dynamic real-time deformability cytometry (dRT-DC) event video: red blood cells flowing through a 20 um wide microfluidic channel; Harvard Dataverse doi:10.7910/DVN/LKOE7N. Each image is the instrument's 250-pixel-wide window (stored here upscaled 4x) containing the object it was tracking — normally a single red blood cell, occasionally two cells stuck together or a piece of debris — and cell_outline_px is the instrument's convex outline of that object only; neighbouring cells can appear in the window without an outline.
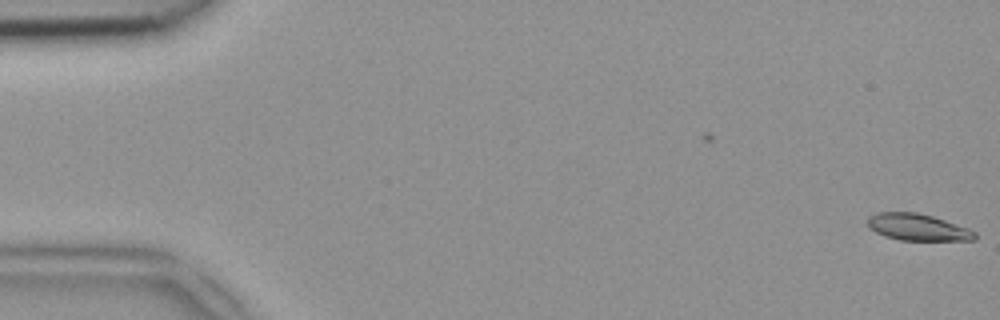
{"species": "common noctule bat (a hibernating species)", "species_latin": "Nyctalus noctula", "temperature_condition": "room temperature", "stored_images_in_passage": 5, "camera_frame_rate_fps": 3000, "um_per_image_px": 0.085, "animal": {"sex": "female", "body_mass_g": 18.4}, "frame": {"image": 1, "passage_image": 5, "time_ms": 1.333, "image_size_px": [1000, 320], "cell_outline_px": [[976, 240], [900, 240], [884, 236], [876, 232], [868, 224], [868, 216], [876, 212], [916, 212], [932, 216], [968, 228], [976, 232]], "centroid_in_image_um": [78.0, 19.31], "position_along_channel_um": 7.0, "area_um2": 16.59}}